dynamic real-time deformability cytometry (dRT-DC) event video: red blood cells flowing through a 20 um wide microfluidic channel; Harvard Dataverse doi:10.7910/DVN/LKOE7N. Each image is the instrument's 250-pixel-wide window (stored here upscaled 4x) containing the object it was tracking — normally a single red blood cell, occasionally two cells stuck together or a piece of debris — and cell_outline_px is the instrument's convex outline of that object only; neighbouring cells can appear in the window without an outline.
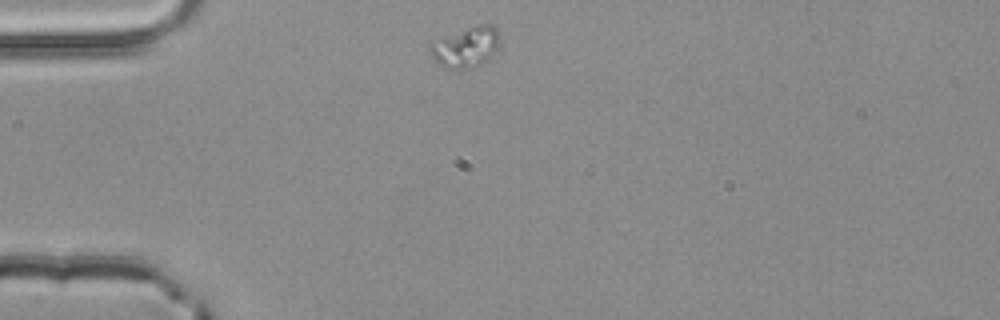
{"species": "common noctule bat (a hibernating species)", "species_latin": "Nyctalus noctula", "temperature_condition": "room temperature", "stored_images_in_passage": 1, "camera_frame_rate_fps": 3000, "um_per_image_px": 0.085, "animal": {"sex": "male", "body_mass_g": 20.4}, "frame": {"image": 1, "passage_image": 1, "time_ms": 0.0, "image_size_px": [1000, 320], "cell_outline_px": [[500, 48], [488, 60], [468, 68], [444, 68], [432, 56], [428, 48], [428, 44], [476, 24], [492, 24], [496, 28], [500, 36]], "centroid_in_image_um": [39.66, 3.98], "position_along_channel_um": 45.3, "area_um2": 16.36}}